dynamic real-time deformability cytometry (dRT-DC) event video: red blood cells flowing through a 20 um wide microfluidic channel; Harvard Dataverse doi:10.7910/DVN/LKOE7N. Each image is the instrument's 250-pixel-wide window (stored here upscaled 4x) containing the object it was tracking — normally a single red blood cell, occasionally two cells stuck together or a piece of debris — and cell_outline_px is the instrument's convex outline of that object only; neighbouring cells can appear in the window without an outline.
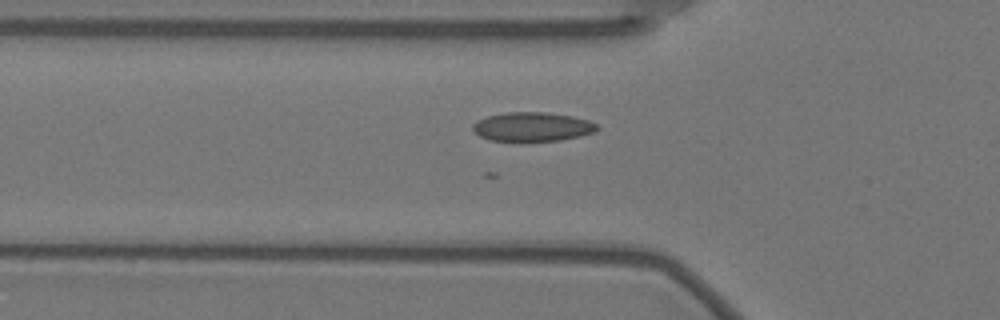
{"species": "Egyptian fruit bat (a non-hibernating species)", "species_latin": "Rousettus aegyptiacus", "temperature_condition": "warm", "stored_images_in_passage": 21, "camera_frame_rate_fps": 3000, "um_per_image_px": 0.085, "animal": {"sex": "female"}, "frame": {"image": 1, "passage_image": 3, "time_ms": 0.667, "image_size_px": [1000, 320], "cell_outline_px": [[600, 128], [596, 132], [580, 136], [560, 140], [488, 140], [480, 136], [472, 128], [472, 124], [488, 116], [508, 112], [544, 112], [572, 116], [588, 120], [596, 124]], "centroid_in_image_um": [45.29, 10.77], "position_along_channel_um": 80.5, "area_um2": 20.75}}
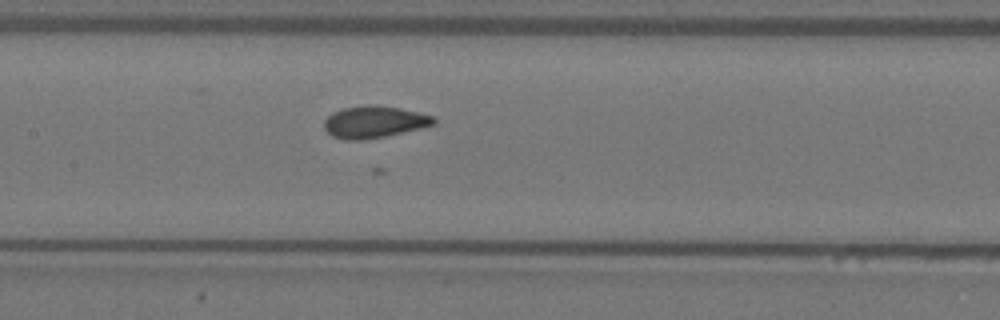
{"frame": {"image": 2, "passage_image": 11, "time_ms": 3.333, "image_size_px": [1000, 320], "cell_outline_px": [[436, 124], [420, 128], [384, 136], [360, 140], [344, 140], [332, 136], [324, 128], [324, 120], [332, 112], [344, 108], [364, 104], [376, 104], [400, 108], [436, 116]], "centroid_in_image_um": [31.81, 10.34], "position_along_channel_um": 175.6, "area_um2": 20.52}}
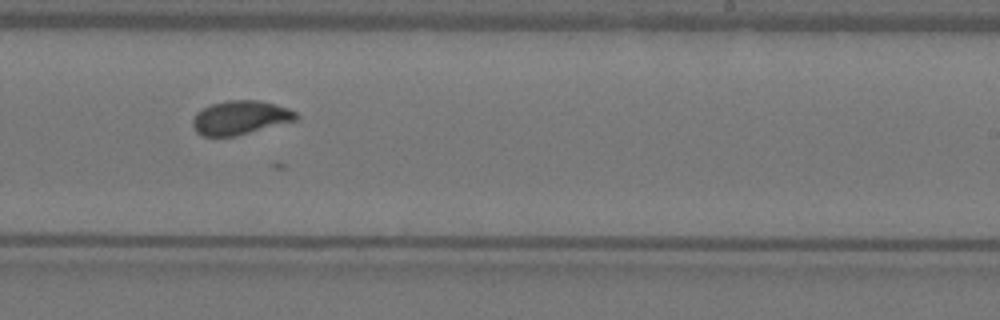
{"frame": {"image": 3, "passage_image": 19, "time_ms": 6.0, "image_size_px": [1000, 320], "cell_outline_px": [[300, 116], [296, 120], [236, 136], [204, 136], [196, 132], [192, 124], [192, 120], [196, 112], [212, 104], [228, 100], [260, 100], [288, 108], [296, 112]], "centroid_in_image_um": [20.42, 10.0], "position_along_channel_um": 268.6, "area_um2": 20.35}}